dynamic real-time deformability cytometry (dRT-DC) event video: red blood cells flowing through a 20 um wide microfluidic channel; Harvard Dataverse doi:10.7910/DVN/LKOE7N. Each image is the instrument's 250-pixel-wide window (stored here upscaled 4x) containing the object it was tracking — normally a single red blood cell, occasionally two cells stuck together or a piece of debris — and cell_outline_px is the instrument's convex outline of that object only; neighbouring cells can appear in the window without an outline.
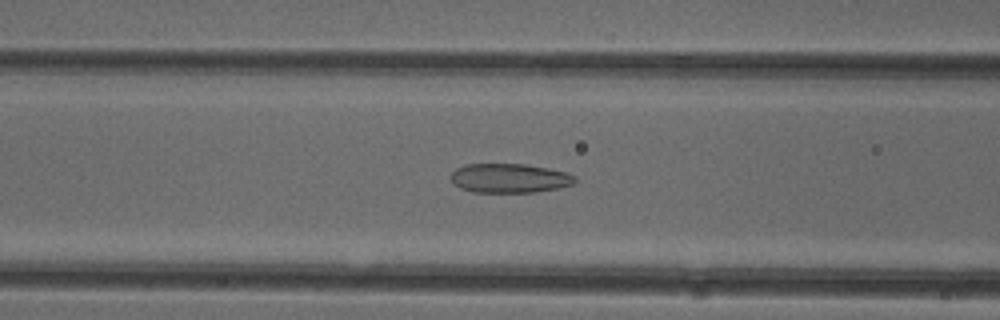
{"species": "common noctule bat (a hibernating species)", "species_latin": "Nyctalus noctula", "temperature_condition": "cold", "stored_images_in_passage": 51, "camera_frame_rate_fps": 3000, "um_per_image_px": 0.085, "animal": {"sex": "female"}, "frame": {"image": 1, "passage_image": 20, "time_ms": 6.333, "image_size_px": [1000, 320], "cell_outline_px": [[576, 180], [572, 184], [556, 188], [532, 192], [472, 192], [460, 188], [448, 176], [456, 168], [468, 164], [524, 164], [548, 168], [564, 172], [576, 176]], "centroid_in_image_um": [43.27, 15.14], "position_along_channel_um": 123.3, "area_um2": 20.98}}
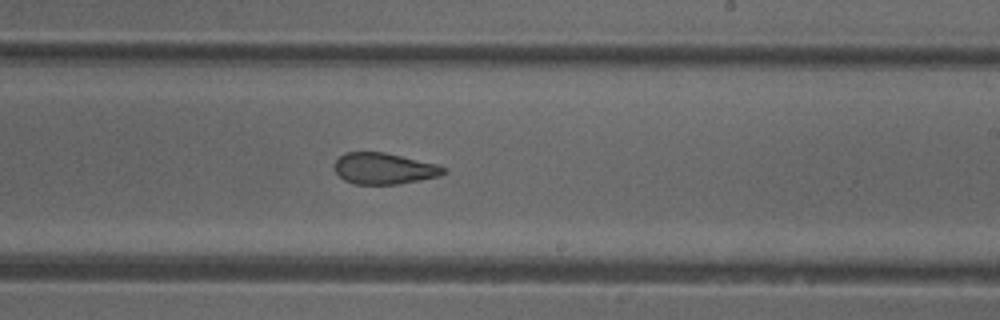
{"frame": {"image": 2, "passage_image": 30, "time_ms": 9.667, "image_size_px": [1000, 320], "cell_outline_px": [[448, 172], [440, 176], [420, 180], [396, 184], [352, 184], [344, 180], [336, 172], [332, 164], [344, 152], [384, 152], [436, 164], [444, 168]], "centroid_in_image_um": [32.61, 14.33], "position_along_channel_um": 256.4, "area_um2": 19.88}}
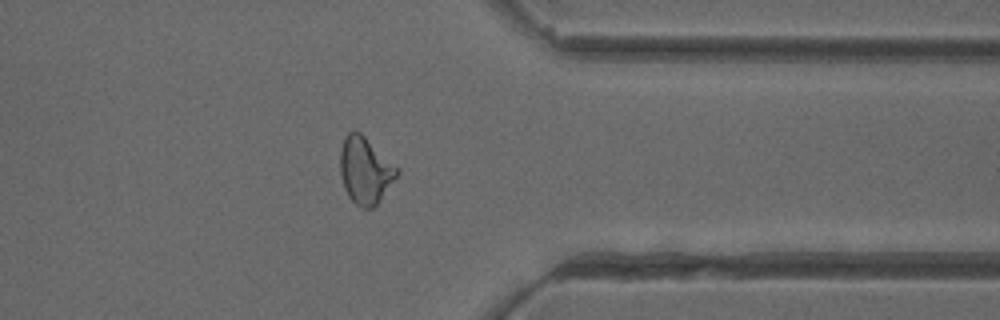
{"frame": {"image": 3, "passage_image": 40, "time_ms": 13.0, "image_size_px": [1000, 320], "cell_outline_px": [[400, 172], [380, 200], [372, 208], [364, 208], [356, 204], [348, 196], [344, 188], [340, 172], [340, 152], [344, 136], [348, 132], [360, 132], [400, 168]], "centroid_in_image_um": [31.05, 14.47], "position_along_channel_um": 380.3, "area_um2": 22.08}, "authors_computed_cell_mechanics": {"area_um2": 22.6576, "velocity_mm_per_s": 4.0007, "shape_relaxation_time_tau1_ms": null, "shape_relaxation_time_tau2_ms": 1.6677, "deformation_change_tau1": null, "deformation_change_tau2": 0.0943}}